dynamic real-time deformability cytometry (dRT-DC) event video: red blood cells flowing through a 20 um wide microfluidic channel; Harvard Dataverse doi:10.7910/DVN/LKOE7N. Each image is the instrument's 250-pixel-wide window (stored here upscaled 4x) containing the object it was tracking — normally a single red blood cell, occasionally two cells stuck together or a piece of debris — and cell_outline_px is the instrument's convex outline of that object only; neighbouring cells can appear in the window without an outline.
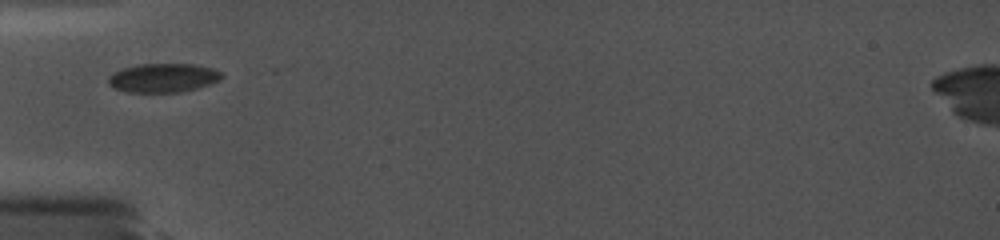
{"species": "common noctule bat (a hibernating species)", "species_latin": "Nyctalus noctula", "temperature_condition": "cold", "stored_images_in_passage": 33, "camera_frame_rate_fps": 5000, "um_per_image_px": 0.085, "animal": {"sex": "female", "body_mass_g": 19.0, "forearm_length_mm": 56.7}, "frame": {"image": 1, "passage_image": 1, "time_ms": 0.0, "image_size_px": [1000, 240], "cell_outline_px": [[224, 76], [220, 80], [196, 88], [180, 92], [128, 92], [116, 88], [108, 84], [108, 76], [120, 68], [136, 64], [196, 64], [212, 68], [220, 72]], "centroid_in_image_um": [13.85, 6.6], "position_along_channel_um": 71.2, "area_um2": 19.13}}
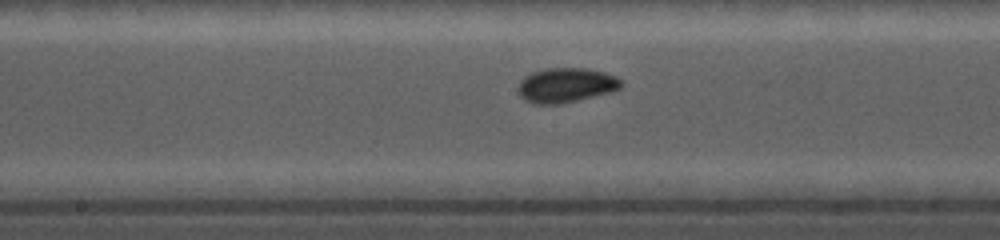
{"frame": {"image": 2, "passage_image": 15, "time_ms": 3.4, "image_size_px": [1000, 240], "cell_outline_px": [[624, 84], [620, 88], [612, 92], [560, 104], [532, 104], [524, 100], [520, 96], [520, 80], [524, 76], [532, 72], [548, 68], [584, 68], [604, 72], [616, 76], [624, 80]], "centroid_in_image_um": [48.15, 7.24], "position_along_channel_um": 200.1, "area_um2": 20.92}}
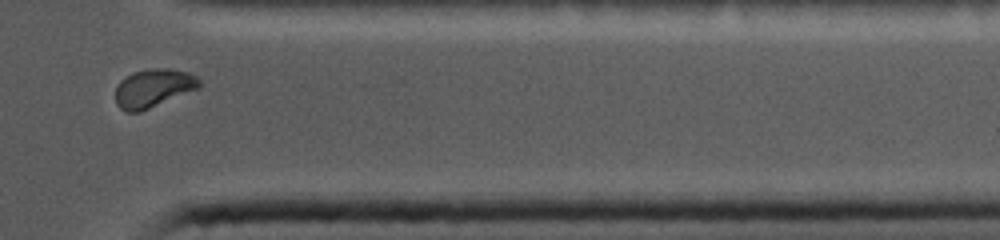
{"frame": {"image": 3, "passage_image": 26, "time_ms": 8.6, "image_size_px": [1000, 240], "cell_outline_px": [[200, 88], [140, 112], [124, 112], [116, 104], [116, 84], [124, 76], [132, 72], [152, 68], [168, 68], [188, 72], [200, 76]], "centroid_in_image_um": [13.04, 7.48], "position_along_channel_um": 398.4, "area_um2": 19.13}}